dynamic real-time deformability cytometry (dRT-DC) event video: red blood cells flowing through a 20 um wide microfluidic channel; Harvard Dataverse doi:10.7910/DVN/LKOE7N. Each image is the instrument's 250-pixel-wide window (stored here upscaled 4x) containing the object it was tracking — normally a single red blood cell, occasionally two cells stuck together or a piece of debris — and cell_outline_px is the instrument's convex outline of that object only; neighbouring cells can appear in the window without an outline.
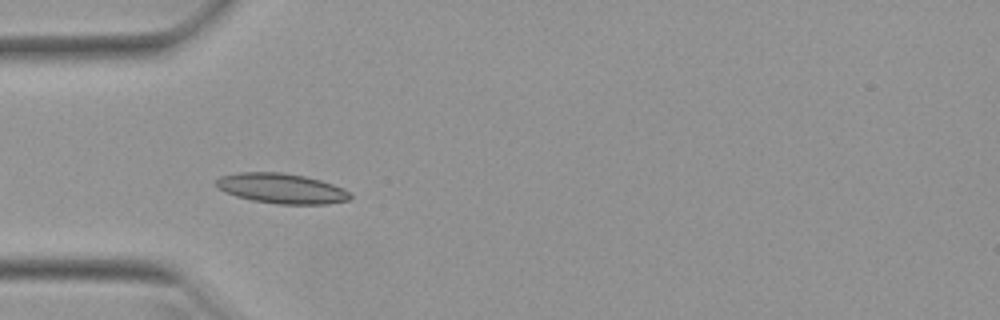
{"species": "Egyptian fruit bat (a non-hibernating species)", "species_latin": "Rousettus aegyptiacus", "temperature_condition": "warm", "stored_images_in_passage": 10, "camera_frame_rate_fps": 3000, "um_per_image_px": 0.085, "animal": {"sex": "female"}, "frame": {"image": 1, "passage_image": 4, "time_ms": 1.0, "image_size_px": [1000, 320], "cell_outline_px": [[352, 196], [348, 200], [328, 204], [276, 204], [252, 200], [236, 196], [224, 192], [216, 188], [216, 180], [220, 176], [240, 172], [280, 172], [304, 176], [320, 180], [344, 188]], "centroid_in_image_um": [23.9, 16.02], "position_along_channel_um": 61.1, "area_um2": 23.52}}